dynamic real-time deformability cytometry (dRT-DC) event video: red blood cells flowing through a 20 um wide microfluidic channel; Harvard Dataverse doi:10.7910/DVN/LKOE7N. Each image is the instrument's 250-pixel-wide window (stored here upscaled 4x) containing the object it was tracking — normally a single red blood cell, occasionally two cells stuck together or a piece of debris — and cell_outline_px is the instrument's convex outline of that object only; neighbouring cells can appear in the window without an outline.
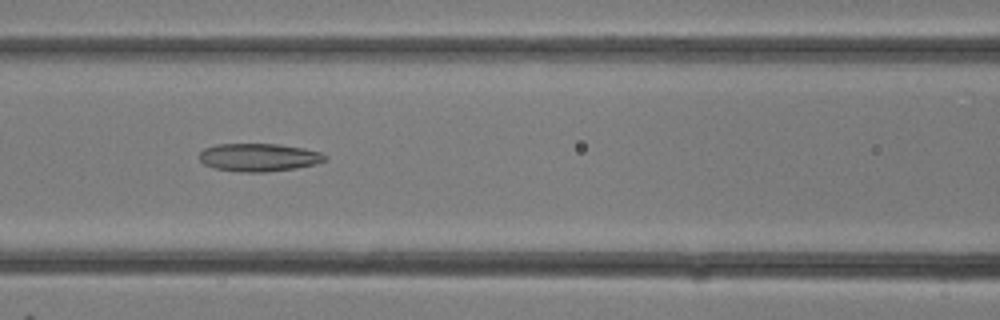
{"species": "common noctule bat (a hibernating species)", "species_latin": "Nyctalus noctula", "temperature_condition": "room temperature", "stored_images_in_passage": 25, "camera_frame_rate_fps": 3000, "um_per_image_px": 0.085, "animal": {"sex": "female"}, "frame": {"image": 1, "passage_image": 10, "time_ms": 3.0, "image_size_px": [1000, 320], "cell_outline_px": [[328, 156], [324, 160], [316, 164], [296, 168], [264, 172], [244, 172], [216, 168], [204, 164], [200, 160], [200, 152], [204, 148], [216, 144], [280, 144], [304, 148], [320, 152]], "centroid_in_image_um": [22.01, 13.37], "position_along_channel_um": 144.6, "area_um2": 20.4}}
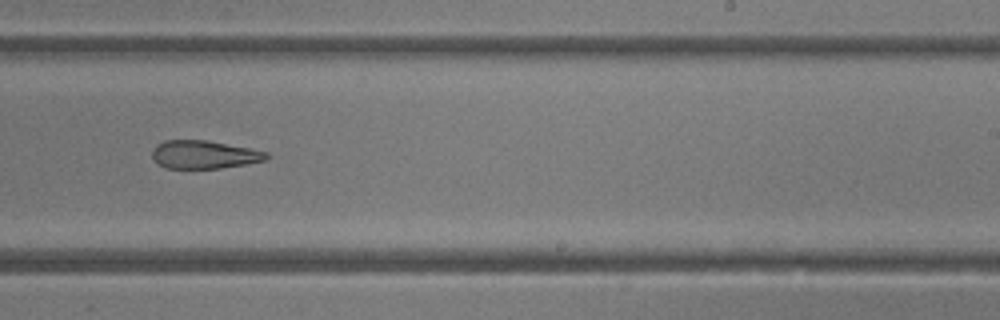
{"frame": {"image": 2, "passage_image": 16, "time_ms": 5.0, "image_size_px": [1000, 320], "cell_outline_px": [[268, 160], [220, 168], [168, 168], [156, 164], [152, 156], [152, 148], [156, 144], [164, 140], [208, 140], [268, 152]], "centroid_in_image_um": [17.31, 13.13], "position_along_channel_um": 271.7, "area_um2": 18.79}}
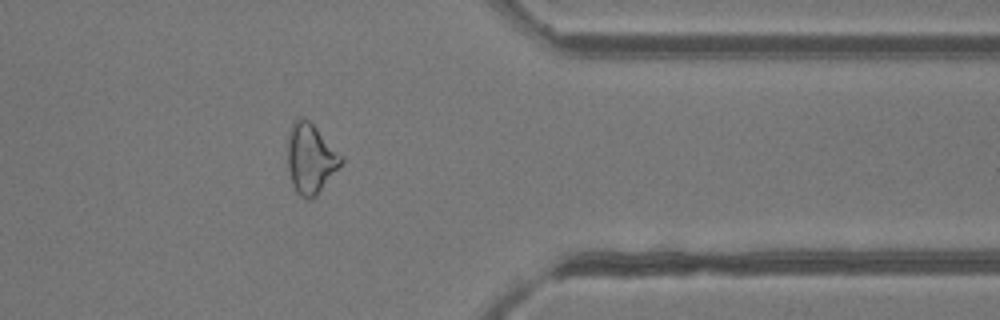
{"frame": {"image": 3, "passage_image": 22, "time_ms": 7.0, "image_size_px": [1000, 320], "cell_outline_px": [[344, 160], [316, 196], [312, 200], [308, 200], [300, 196], [296, 192], [292, 184], [288, 168], [288, 132], [292, 124], [300, 116], [308, 120], [344, 156]], "centroid_in_image_um": [26.4, 13.49], "position_along_channel_um": 385.0, "area_um2": 21.73}}